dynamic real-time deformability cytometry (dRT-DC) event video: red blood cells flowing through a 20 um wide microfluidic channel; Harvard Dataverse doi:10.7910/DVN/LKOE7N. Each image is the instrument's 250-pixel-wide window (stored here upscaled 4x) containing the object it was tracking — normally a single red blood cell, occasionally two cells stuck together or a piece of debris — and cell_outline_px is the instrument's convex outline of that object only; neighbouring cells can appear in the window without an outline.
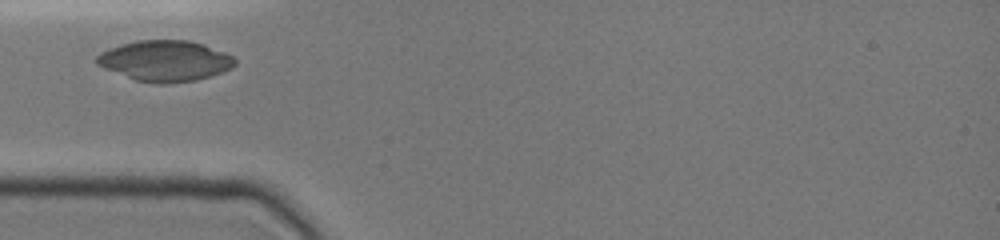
{"species": "common noctule bat (a hibernating species)", "species_latin": "Nyctalus noctula", "temperature_condition": "cold", "stored_images_in_passage": 5, "camera_frame_rate_fps": 3000, "um_per_image_px": 0.085, "animal": {"sex": "female", "body_mass_g": 19.0, "forearm_length_mm": 51.5}, "frame": {"image": 1, "passage_image": 1, "time_ms": 0.0, "image_size_px": [1000, 240], "cell_outline_px": [[236, 64], [232, 68], [196, 80], [164, 84], [152, 84], [136, 80], [104, 68], [96, 64], [96, 56], [100, 52], [108, 48], [140, 40], [188, 40], [204, 44], [224, 52], [232, 56], [236, 60]], "centroid_in_image_um": [14.02, 5.17], "position_along_channel_um": 71.0, "area_um2": 32.71}}
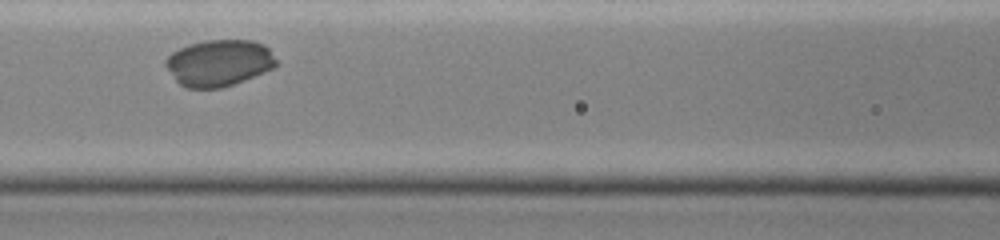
{"frame": {"image": 2, "passage_image": 3, "time_ms": 2.0, "image_size_px": [1000, 240], "cell_outline_px": [[276, 64], [272, 68], [264, 72], [244, 80], [220, 88], [188, 88], [180, 84], [176, 80], [164, 64], [164, 60], [172, 52], [188, 44], [204, 40], [252, 40], [264, 44], [268, 48], [276, 60]], "centroid_in_image_um": [18.59, 5.33], "position_along_channel_um": 148.0, "area_um2": 29.82}}
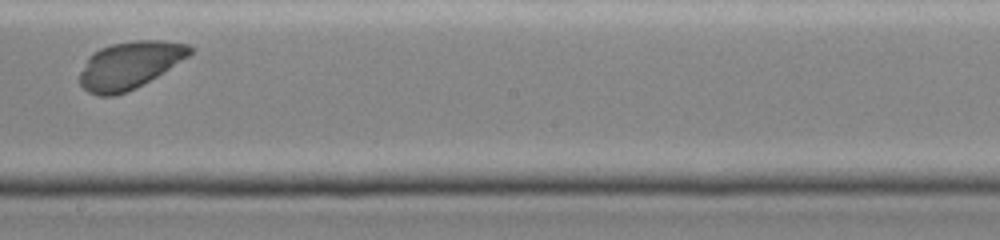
{"frame": {"image": 3, "passage_image": 5, "time_ms": 4.333, "image_size_px": [1000, 240], "cell_outline_px": [[196, 48], [188, 56], [164, 72], [136, 88], [112, 96], [100, 96], [88, 92], [80, 84], [80, 72], [88, 56], [92, 52], [100, 48], [112, 44], [132, 40], [160, 40], [188, 44]], "centroid_in_image_um": [11.02, 5.52], "position_along_channel_um": 237.2, "area_um2": 30.35}}